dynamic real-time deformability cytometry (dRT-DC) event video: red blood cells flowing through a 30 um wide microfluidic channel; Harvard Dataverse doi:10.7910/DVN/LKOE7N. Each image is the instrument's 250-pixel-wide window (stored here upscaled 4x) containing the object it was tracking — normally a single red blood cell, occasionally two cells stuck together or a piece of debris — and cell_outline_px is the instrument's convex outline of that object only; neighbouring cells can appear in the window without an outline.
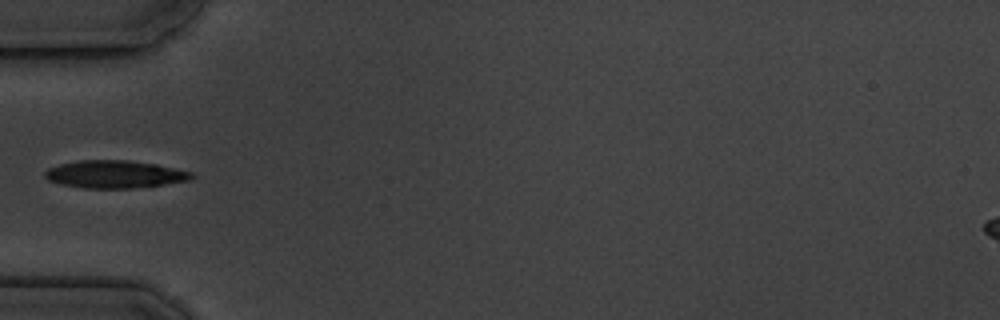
{"species": "common noctule bat (a hibernating species)", "species_latin": "Nyctalus noctula", "temperature_condition": "cold", "stored_images_in_passage": 5, "camera_frame_rate_fps": 3000, "um_per_image_px": 0.085, "animal": {"sex": "male", "body_mass_g": 19.5, "forearm_length_mm": 54.6}, "frame": {"image": 1, "passage_image": 5, "time_ms": 4.667, "image_size_px": [1000, 320], "cell_outline_px": [[196, 176], [192, 180], [164, 184], [132, 188], [84, 188], [64, 184], [48, 180], [44, 176], [44, 172], [48, 168], [60, 164], [76, 160], [128, 160], [156, 164], [192, 172]], "centroid_in_image_um": [9.77, 14.8], "position_along_channel_um": 75.2, "area_um2": 23.58}}